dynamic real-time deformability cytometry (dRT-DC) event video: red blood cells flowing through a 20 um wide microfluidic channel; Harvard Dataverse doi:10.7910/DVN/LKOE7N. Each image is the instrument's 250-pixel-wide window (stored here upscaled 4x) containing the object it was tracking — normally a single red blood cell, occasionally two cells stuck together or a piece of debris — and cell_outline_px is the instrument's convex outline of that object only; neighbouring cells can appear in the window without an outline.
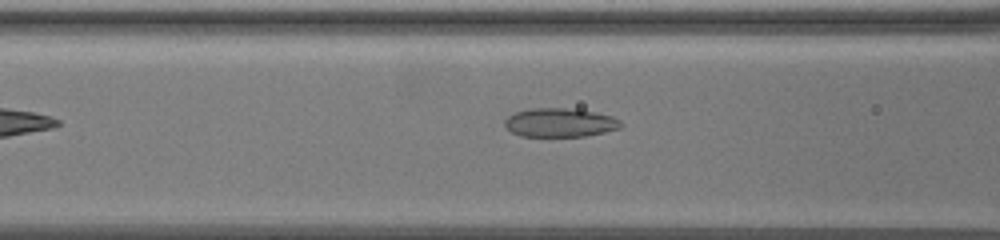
{"species": "common noctule bat (a hibernating species)", "species_latin": "Nyctalus noctula", "temperature_condition": "warm", "stored_images_in_passage": 13, "camera_frame_rate_fps": 3000, "um_per_image_px": 0.085, "animal": {"sex": "female", "body_mass_g": 19.5, "forearm_length_mm": 54.1}, "frame": {"image": 1, "passage_image": 3, "time_ms": 0.667, "image_size_px": [1000, 240], "cell_outline_px": [[624, 124], [620, 128], [604, 132], [584, 136], [520, 136], [512, 132], [504, 124], [504, 120], [508, 116], [516, 112], [528, 108], [564, 108], [596, 112], [612, 116], [620, 120]], "centroid_in_image_um": [47.6, 10.41], "position_along_channel_um": 119.0, "area_um2": 19.48}}
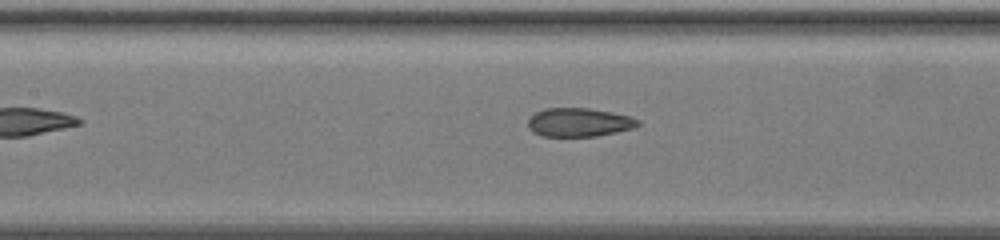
{"frame": {"image": 2, "passage_image": 7, "time_ms": 2.0, "image_size_px": [1000, 240], "cell_outline_px": [[640, 124], [632, 128], [616, 132], [596, 136], [540, 136], [532, 132], [528, 128], [528, 120], [536, 112], [544, 108], [588, 108], [612, 112], [632, 116], [640, 120]], "centroid_in_image_um": [49.21, 10.39], "position_along_channel_um": 158.2, "area_um2": 18.44}}
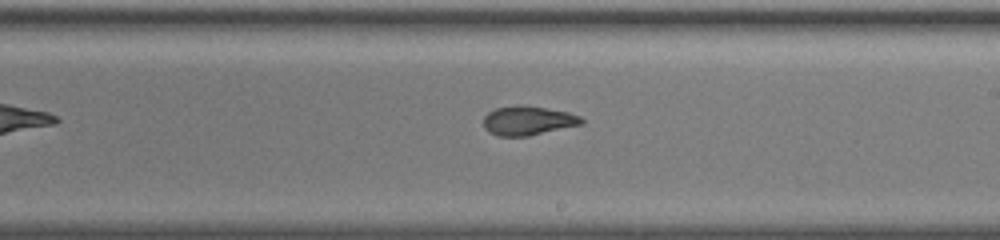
{"frame": {"image": 3, "passage_image": 11, "time_ms": 3.333, "image_size_px": [1000, 240], "cell_outline_px": [[584, 124], [528, 136], [496, 136], [488, 132], [484, 128], [484, 116], [488, 112], [496, 108], [516, 104], [544, 108], [568, 112], [580, 116], [584, 120]], "centroid_in_image_um": [44.86, 10.26], "position_along_channel_um": 244.1, "area_um2": 16.76}}